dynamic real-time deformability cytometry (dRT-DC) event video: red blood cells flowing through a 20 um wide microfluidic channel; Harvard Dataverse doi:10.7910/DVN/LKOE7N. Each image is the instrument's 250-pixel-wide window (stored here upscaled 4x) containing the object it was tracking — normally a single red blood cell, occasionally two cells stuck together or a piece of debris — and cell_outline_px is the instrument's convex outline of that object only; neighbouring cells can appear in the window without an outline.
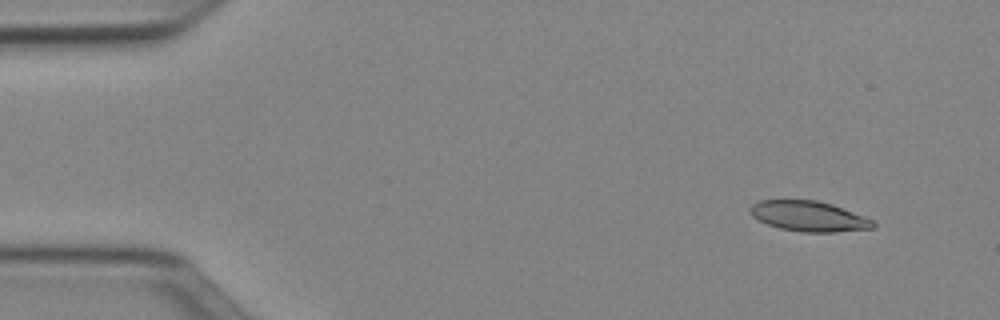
{"species": "Egyptian fruit bat (a non-hibernating species)", "species_latin": "Rousettus aegyptiacus", "temperature_condition": "cold", "stored_images_in_passage": 51, "camera_frame_rate_fps": 3000, "um_per_image_px": 0.085, "animal": {"sex": "female"}, "frame": {"image": 1, "passage_image": 5, "time_ms": 1.333, "image_size_px": [1000, 320], "cell_outline_px": [[876, 228], [836, 232], [804, 232], [780, 228], [768, 224], [752, 216], [748, 212], [748, 208], [752, 204], [760, 200], [816, 200], [832, 204], [864, 216], [872, 220], [876, 224]], "centroid_in_image_um": [68.75, 18.38], "position_along_channel_um": 16.3, "area_um2": 21.73}}
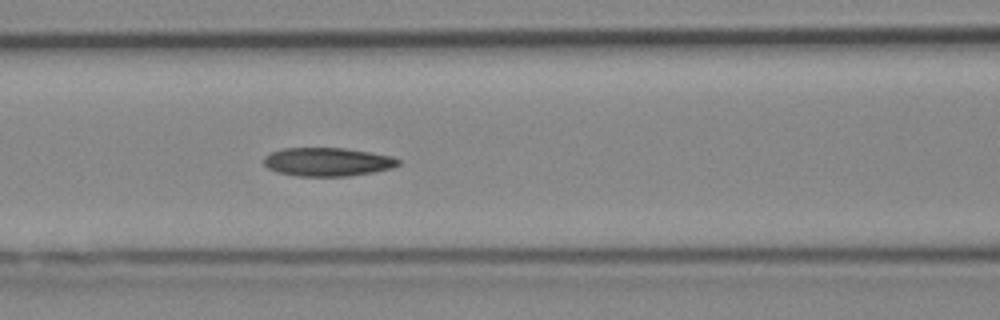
{"frame": {"image": 2, "passage_image": 22, "time_ms": 7.0, "image_size_px": [1000, 320], "cell_outline_px": [[400, 164], [392, 168], [372, 172], [348, 176], [296, 176], [276, 172], [268, 168], [264, 164], [264, 156], [272, 152], [284, 148], [344, 148], [392, 156], [400, 160]], "centroid_in_image_um": [27.82, 13.76], "position_along_channel_um": 138.8, "area_um2": 22.31}}
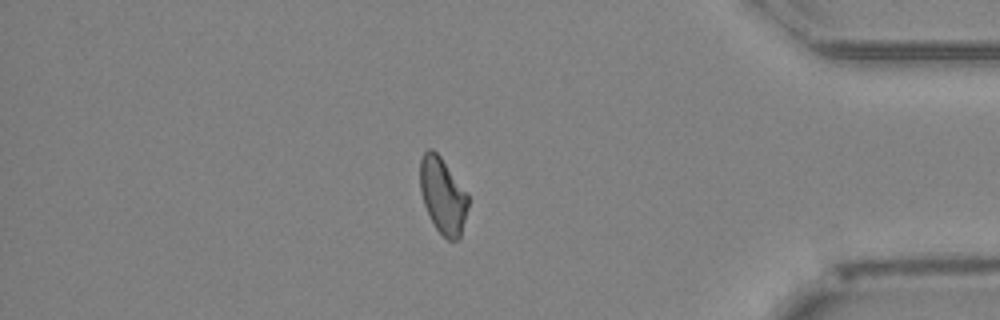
{"frame": {"image": 3, "passage_image": 44, "time_ms": 14.333, "image_size_px": [1000, 320], "cell_outline_px": [[468, 208], [460, 236], [456, 240], [448, 240], [436, 228], [424, 204], [420, 188], [420, 160], [424, 152], [428, 148], [432, 148], [440, 156], [468, 192]], "centroid_in_image_um": [37.65, 16.59], "position_along_channel_um": 397.6, "area_um2": 21.15}, "authors_computed_cell_mechanics": {"area_um2": 22.1374, "velocity_mm_per_s": 3.9699, "shape_relaxation_time_tau1_ms": null, "shape_relaxation_time_tau2_ms": 10.0752, "deformation_change_tau1": null, "deformation_change_tau2": 0.1744}}